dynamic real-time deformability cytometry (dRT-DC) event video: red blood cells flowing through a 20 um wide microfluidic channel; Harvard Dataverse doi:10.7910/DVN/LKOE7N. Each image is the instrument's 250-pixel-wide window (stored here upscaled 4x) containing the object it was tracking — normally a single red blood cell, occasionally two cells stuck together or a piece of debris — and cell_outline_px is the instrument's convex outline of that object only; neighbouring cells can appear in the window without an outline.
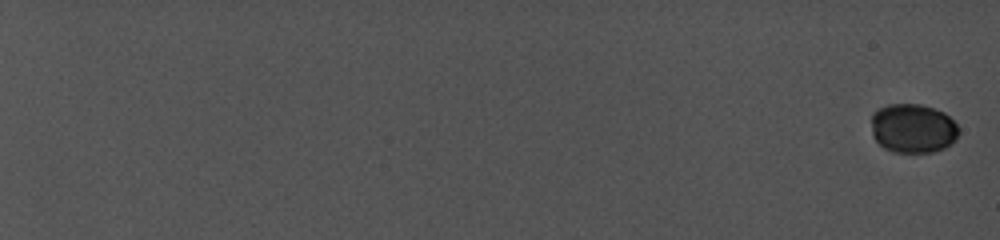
{"species": "common noctule bat (a hibernating species)", "species_latin": "Nyctalus noctula", "temperature_condition": "cold", "stored_images_in_passage": 39, "camera_frame_rate_fps": 5000, "um_per_image_px": 0.085, "animal": {"sex": "female", "body_mass_g": 19.0, "forearm_length_mm": 56.7}, "frame": {"image": 1, "passage_image": 1, "time_ms": 0.0, "image_size_px": [1000, 240], "cell_outline_px": [[960, 132], [956, 140], [952, 144], [944, 148], [932, 152], [892, 152], [884, 148], [872, 136], [872, 112], [888, 104], [920, 104], [944, 112], [960, 128]], "centroid_in_image_um": [77.61, 10.92], "position_along_channel_um": 7.4, "area_um2": 25.26}}
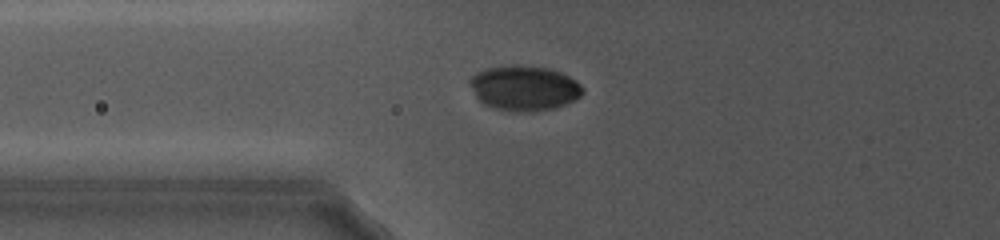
{"frame": {"image": 2, "passage_image": 20, "time_ms": 10.2, "image_size_px": [1000, 240], "cell_outline_px": [[584, 92], [580, 96], [564, 104], [552, 108], [500, 108], [484, 104], [476, 96], [468, 84], [468, 80], [476, 72], [484, 68], [508, 64], [520, 64], [548, 68], [560, 72], [576, 80], [584, 88]], "centroid_in_image_um": [44.53, 7.39], "position_along_channel_um": 81.3, "area_um2": 28.78}}
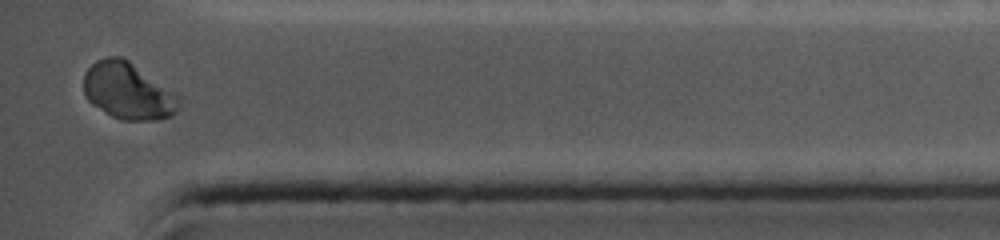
{"frame": {"image": 3, "passage_image": 39, "time_ms": 19.2, "image_size_px": [1000, 240], "cell_outline_px": [[180, 96], [176, 112], [172, 116], [156, 120], [120, 120], [112, 116], [92, 104], [84, 96], [84, 72], [96, 60], [108, 56], [124, 56]], "centroid_in_image_um": [10.87, 7.72], "position_along_channel_um": 424.3, "area_um2": 31.67}, "authors_computed_cell_mechanics": {"area_um2": 28.7844, "velocity_mm_per_s": 3.8966, "shape_relaxation_time_tau1_ms": 2.3015, "shape_relaxation_time_tau2_ms": null, "deformation_change_tau1": 0.0489, "deformation_change_tau2": null}}